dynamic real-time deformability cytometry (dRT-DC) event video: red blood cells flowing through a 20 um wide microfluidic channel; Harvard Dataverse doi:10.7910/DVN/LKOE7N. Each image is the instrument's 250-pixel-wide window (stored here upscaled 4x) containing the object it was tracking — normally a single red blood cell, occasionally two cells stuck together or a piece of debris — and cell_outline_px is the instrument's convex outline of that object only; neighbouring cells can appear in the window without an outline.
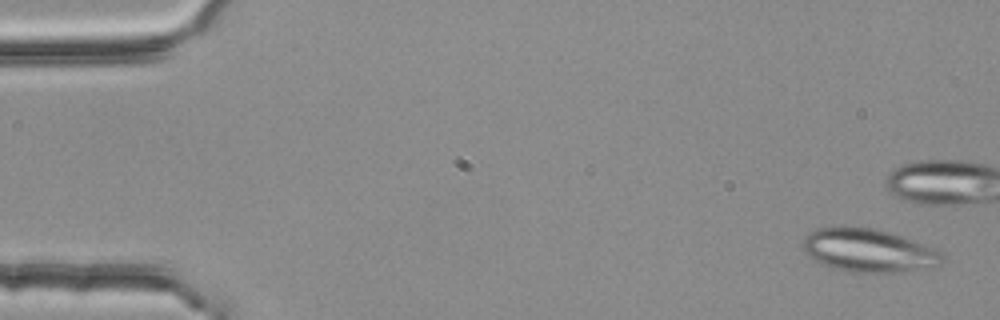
{"species": "common noctule bat (a hibernating species)", "species_latin": "Nyctalus noctula", "temperature_condition": "room temperature", "stored_images_in_passage": 4, "camera_frame_rate_fps": 3000, "um_per_image_px": 0.085, "animal": {"sex": "female", "body_mass_g": 25.1}, "frame": {"image": 1, "passage_image": 1, "time_ms": 0.0, "image_size_px": [1000, 320], "cell_outline_px": [[944, 260], [936, 268], [904, 272], [848, 272], [832, 268], [820, 264], [812, 260], [804, 252], [804, 236], [808, 232], [816, 228], [840, 224], [876, 228], [936, 248], [944, 252]], "centroid_in_image_um": [73.82, 21.28], "position_along_channel_um": 11.2, "area_um2": 36.3}}